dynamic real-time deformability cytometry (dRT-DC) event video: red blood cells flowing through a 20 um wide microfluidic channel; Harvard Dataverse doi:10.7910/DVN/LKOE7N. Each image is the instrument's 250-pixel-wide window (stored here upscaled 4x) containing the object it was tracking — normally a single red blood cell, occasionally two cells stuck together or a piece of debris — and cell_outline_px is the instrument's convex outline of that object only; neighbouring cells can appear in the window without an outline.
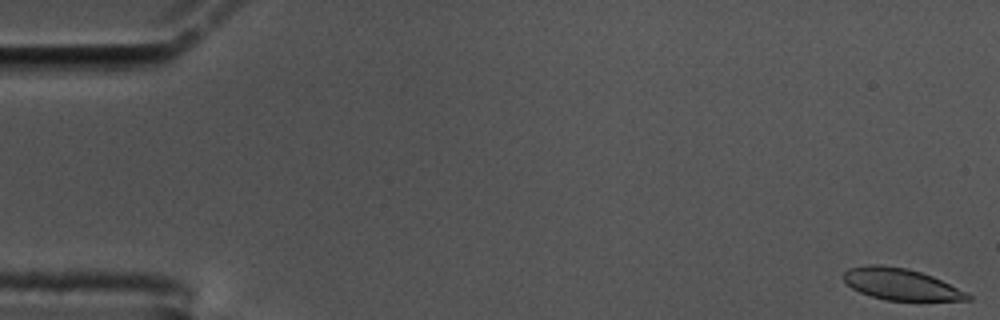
{"species": "common noctule bat (a hibernating species)", "species_latin": "Nyctalus noctula", "temperature_condition": "cold", "stored_images_in_passage": 59, "camera_frame_rate_fps": 3000, "um_per_image_px": 0.085, "animal": {"sex": "male", "body_mass_g": 17.5, "forearm_length_mm": 52.3}, "frame": {"image": 1, "passage_image": 1, "time_ms": 0.0, "image_size_px": [1000, 320], "cell_outline_px": [[972, 300], [884, 300], [860, 292], [852, 288], [844, 280], [844, 272], [848, 268], [868, 264], [880, 264], [908, 268], [932, 276], [972, 296]], "centroid_in_image_um": [76.52, 24.14], "position_along_channel_um": 8.5, "area_um2": 22.48}}
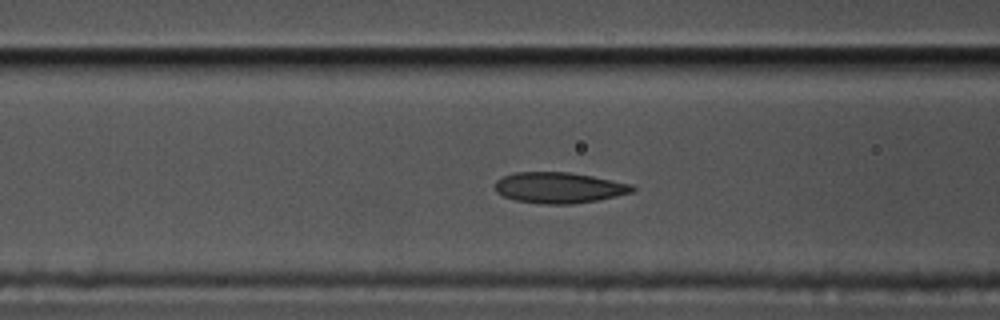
{"frame": {"image": 2, "passage_image": 23, "time_ms": 7.333, "image_size_px": [1000, 320], "cell_outline_px": [[636, 188], [632, 192], [616, 196], [596, 200], [572, 204], [544, 204], [516, 200], [504, 196], [496, 192], [496, 180], [504, 176], [516, 172], [568, 172], [592, 176], [632, 184]], "centroid_in_image_um": [47.52, 15.95], "position_along_channel_um": 119.1, "area_um2": 24.51}}
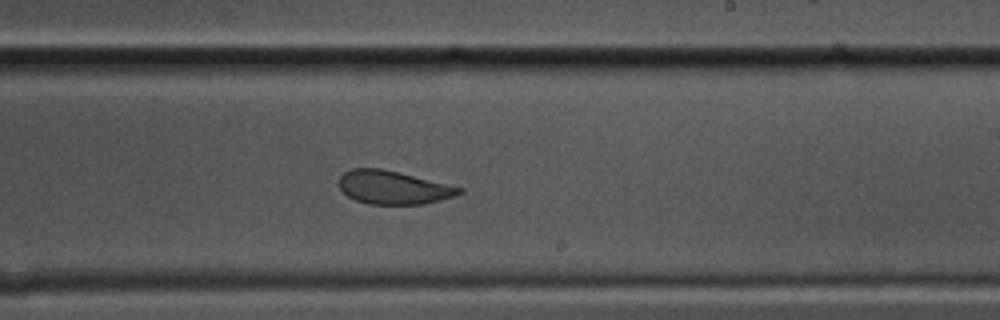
{"frame": {"image": 3, "passage_image": 35, "time_ms": 11.333, "image_size_px": [1000, 320], "cell_outline_px": [[464, 192], [456, 196], [424, 204], [368, 204], [356, 200], [348, 196], [340, 188], [340, 176], [344, 172], [352, 168], [380, 168], [400, 172], [464, 188]], "centroid_in_image_um": [33.46, 15.93], "position_along_channel_um": 255.5, "area_um2": 23.41}, "authors_computed_cell_mechanics": {"area_um2": 24.565, "velocity_mm_per_s": 3.4209, "shape_relaxation_time_tau1_ms": null, "shape_relaxation_time_tau2_ms": 1.5721, "deformation_change_tau1": null, "deformation_change_tau2": 0.0668}}